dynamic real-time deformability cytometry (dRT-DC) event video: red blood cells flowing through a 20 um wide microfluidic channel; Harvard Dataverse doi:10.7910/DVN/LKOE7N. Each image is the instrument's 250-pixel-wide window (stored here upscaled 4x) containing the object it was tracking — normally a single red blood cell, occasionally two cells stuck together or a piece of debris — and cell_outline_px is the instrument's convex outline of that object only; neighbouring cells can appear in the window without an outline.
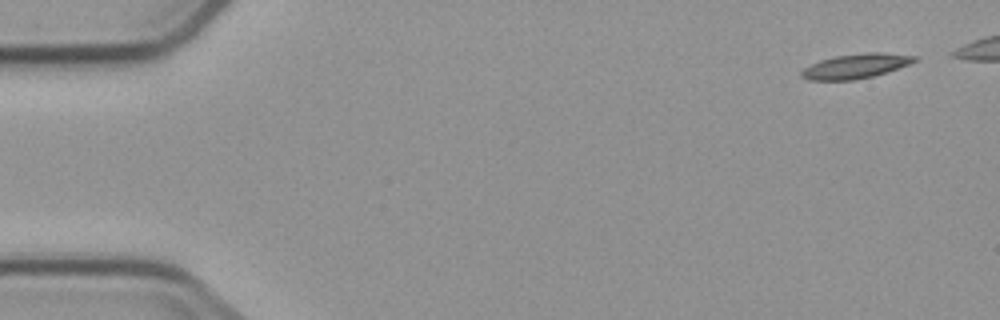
{"species": "common noctule bat (a hibernating species)", "species_latin": "Nyctalus noctula", "temperature_condition": "cold", "stored_images_in_passage": 5, "camera_frame_rate_fps": 3000, "um_per_image_px": 0.085, "animal": {"sex": "male", "body_mass_g": 23.1, "forearm_length_mm": 52.7}, "frame": {"image": 1, "passage_image": 1, "time_ms": 0.0, "image_size_px": [1000, 320], "cell_outline_px": [[920, 60], [872, 76], [852, 80], [808, 80], [800, 76], [800, 72], [804, 68], [820, 60], [836, 56], [868, 52], [880, 52], [920, 56]], "centroid_in_image_um": [72.75, 5.61], "position_along_channel_um": 12.3, "area_um2": 16.07}}